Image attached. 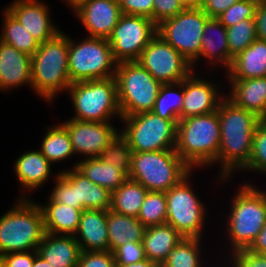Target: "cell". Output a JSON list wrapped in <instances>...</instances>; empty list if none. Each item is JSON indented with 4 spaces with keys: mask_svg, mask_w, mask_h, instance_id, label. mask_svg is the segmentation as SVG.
<instances>
[{
    "mask_svg": "<svg viewBox=\"0 0 266 267\" xmlns=\"http://www.w3.org/2000/svg\"><path fill=\"white\" fill-rule=\"evenodd\" d=\"M240 185L227 215L229 253L249 248L266 222V192L248 181Z\"/></svg>",
    "mask_w": 266,
    "mask_h": 267,
    "instance_id": "obj_4",
    "label": "cell"
},
{
    "mask_svg": "<svg viewBox=\"0 0 266 267\" xmlns=\"http://www.w3.org/2000/svg\"><path fill=\"white\" fill-rule=\"evenodd\" d=\"M51 166L53 165L39 149L28 150L16 159L14 172L23 189L22 198H27L25 193L42 187L50 177L52 178Z\"/></svg>",
    "mask_w": 266,
    "mask_h": 267,
    "instance_id": "obj_20",
    "label": "cell"
},
{
    "mask_svg": "<svg viewBox=\"0 0 266 267\" xmlns=\"http://www.w3.org/2000/svg\"><path fill=\"white\" fill-rule=\"evenodd\" d=\"M69 37L60 31L55 37L40 44L31 56V87L34 92L53 102L58 93L72 84L68 71Z\"/></svg>",
    "mask_w": 266,
    "mask_h": 267,
    "instance_id": "obj_3",
    "label": "cell"
},
{
    "mask_svg": "<svg viewBox=\"0 0 266 267\" xmlns=\"http://www.w3.org/2000/svg\"><path fill=\"white\" fill-rule=\"evenodd\" d=\"M77 267H116L111 251H81Z\"/></svg>",
    "mask_w": 266,
    "mask_h": 267,
    "instance_id": "obj_43",
    "label": "cell"
},
{
    "mask_svg": "<svg viewBox=\"0 0 266 267\" xmlns=\"http://www.w3.org/2000/svg\"><path fill=\"white\" fill-rule=\"evenodd\" d=\"M197 76L193 71L184 79V98L180 119L217 111L220 102L226 97L225 94L218 95L220 86H216V83Z\"/></svg>",
    "mask_w": 266,
    "mask_h": 267,
    "instance_id": "obj_18",
    "label": "cell"
},
{
    "mask_svg": "<svg viewBox=\"0 0 266 267\" xmlns=\"http://www.w3.org/2000/svg\"><path fill=\"white\" fill-rule=\"evenodd\" d=\"M226 73L227 79L266 77V41L256 39L233 59Z\"/></svg>",
    "mask_w": 266,
    "mask_h": 267,
    "instance_id": "obj_26",
    "label": "cell"
},
{
    "mask_svg": "<svg viewBox=\"0 0 266 267\" xmlns=\"http://www.w3.org/2000/svg\"><path fill=\"white\" fill-rule=\"evenodd\" d=\"M137 219L145 227L167 222V200L165 192L148 191Z\"/></svg>",
    "mask_w": 266,
    "mask_h": 267,
    "instance_id": "obj_37",
    "label": "cell"
},
{
    "mask_svg": "<svg viewBox=\"0 0 266 267\" xmlns=\"http://www.w3.org/2000/svg\"><path fill=\"white\" fill-rule=\"evenodd\" d=\"M226 30L232 64L233 59L257 39L255 18L245 19Z\"/></svg>",
    "mask_w": 266,
    "mask_h": 267,
    "instance_id": "obj_36",
    "label": "cell"
},
{
    "mask_svg": "<svg viewBox=\"0 0 266 267\" xmlns=\"http://www.w3.org/2000/svg\"><path fill=\"white\" fill-rule=\"evenodd\" d=\"M116 267H160L156 262L150 261L149 259H144L138 263H132L129 265H116Z\"/></svg>",
    "mask_w": 266,
    "mask_h": 267,
    "instance_id": "obj_51",
    "label": "cell"
},
{
    "mask_svg": "<svg viewBox=\"0 0 266 267\" xmlns=\"http://www.w3.org/2000/svg\"><path fill=\"white\" fill-rule=\"evenodd\" d=\"M178 0H154L153 3V21L159 25L166 19L176 16L183 11Z\"/></svg>",
    "mask_w": 266,
    "mask_h": 267,
    "instance_id": "obj_45",
    "label": "cell"
},
{
    "mask_svg": "<svg viewBox=\"0 0 266 267\" xmlns=\"http://www.w3.org/2000/svg\"><path fill=\"white\" fill-rule=\"evenodd\" d=\"M266 174V118L261 119L253 136V149L248 165L243 169Z\"/></svg>",
    "mask_w": 266,
    "mask_h": 267,
    "instance_id": "obj_39",
    "label": "cell"
},
{
    "mask_svg": "<svg viewBox=\"0 0 266 267\" xmlns=\"http://www.w3.org/2000/svg\"><path fill=\"white\" fill-rule=\"evenodd\" d=\"M37 253L52 267H77L81 249L74 235L46 233Z\"/></svg>",
    "mask_w": 266,
    "mask_h": 267,
    "instance_id": "obj_25",
    "label": "cell"
},
{
    "mask_svg": "<svg viewBox=\"0 0 266 267\" xmlns=\"http://www.w3.org/2000/svg\"><path fill=\"white\" fill-rule=\"evenodd\" d=\"M2 13L4 19L0 41L32 56L39 48L40 43L6 9Z\"/></svg>",
    "mask_w": 266,
    "mask_h": 267,
    "instance_id": "obj_33",
    "label": "cell"
},
{
    "mask_svg": "<svg viewBox=\"0 0 266 267\" xmlns=\"http://www.w3.org/2000/svg\"><path fill=\"white\" fill-rule=\"evenodd\" d=\"M184 237L170 224L164 223L146 227L142 238L146 258L160 266L166 260L169 252Z\"/></svg>",
    "mask_w": 266,
    "mask_h": 267,
    "instance_id": "obj_27",
    "label": "cell"
},
{
    "mask_svg": "<svg viewBox=\"0 0 266 267\" xmlns=\"http://www.w3.org/2000/svg\"><path fill=\"white\" fill-rule=\"evenodd\" d=\"M257 39L266 41V4L260 1L255 10Z\"/></svg>",
    "mask_w": 266,
    "mask_h": 267,
    "instance_id": "obj_49",
    "label": "cell"
},
{
    "mask_svg": "<svg viewBox=\"0 0 266 267\" xmlns=\"http://www.w3.org/2000/svg\"><path fill=\"white\" fill-rule=\"evenodd\" d=\"M74 236L81 251H109L107 211L83 210Z\"/></svg>",
    "mask_w": 266,
    "mask_h": 267,
    "instance_id": "obj_22",
    "label": "cell"
},
{
    "mask_svg": "<svg viewBox=\"0 0 266 267\" xmlns=\"http://www.w3.org/2000/svg\"><path fill=\"white\" fill-rule=\"evenodd\" d=\"M231 89L226 98L234 105L266 118V77L227 79Z\"/></svg>",
    "mask_w": 266,
    "mask_h": 267,
    "instance_id": "obj_21",
    "label": "cell"
},
{
    "mask_svg": "<svg viewBox=\"0 0 266 267\" xmlns=\"http://www.w3.org/2000/svg\"><path fill=\"white\" fill-rule=\"evenodd\" d=\"M64 2L68 4L74 12H76L83 5L85 0H64Z\"/></svg>",
    "mask_w": 266,
    "mask_h": 267,
    "instance_id": "obj_54",
    "label": "cell"
},
{
    "mask_svg": "<svg viewBox=\"0 0 266 267\" xmlns=\"http://www.w3.org/2000/svg\"><path fill=\"white\" fill-rule=\"evenodd\" d=\"M31 87V56L0 41V90Z\"/></svg>",
    "mask_w": 266,
    "mask_h": 267,
    "instance_id": "obj_19",
    "label": "cell"
},
{
    "mask_svg": "<svg viewBox=\"0 0 266 267\" xmlns=\"http://www.w3.org/2000/svg\"><path fill=\"white\" fill-rule=\"evenodd\" d=\"M219 147L218 111L178 121L175 151L192 170L217 164Z\"/></svg>",
    "mask_w": 266,
    "mask_h": 267,
    "instance_id": "obj_2",
    "label": "cell"
},
{
    "mask_svg": "<svg viewBox=\"0 0 266 267\" xmlns=\"http://www.w3.org/2000/svg\"><path fill=\"white\" fill-rule=\"evenodd\" d=\"M112 253L116 265H129L147 259L142 242L128 241L125 245L117 247Z\"/></svg>",
    "mask_w": 266,
    "mask_h": 267,
    "instance_id": "obj_42",
    "label": "cell"
},
{
    "mask_svg": "<svg viewBox=\"0 0 266 267\" xmlns=\"http://www.w3.org/2000/svg\"><path fill=\"white\" fill-rule=\"evenodd\" d=\"M74 13L88 32L87 37L104 39L111 36L123 15L118 0H85Z\"/></svg>",
    "mask_w": 266,
    "mask_h": 267,
    "instance_id": "obj_17",
    "label": "cell"
},
{
    "mask_svg": "<svg viewBox=\"0 0 266 267\" xmlns=\"http://www.w3.org/2000/svg\"><path fill=\"white\" fill-rule=\"evenodd\" d=\"M147 193L148 190L142 184L128 178L112 192L110 210L137 217Z\"/></svg>",
    "mask_w": 266,
    "mask_h": 267,
    "instance_id": "obj_31",
    "label": "cell"
},
{
    "mask_svg": "<svg viewBox=\"0 0 266 267\" xmlns=\"http://www.w3.org/2000/svg\"><path fill=\"white\" fill-rule=\"evenodd\" d=\"M47 129L39 150L52 165L75 155L68 131L62 123Z\"/></svg>",
    "mask_w": 266,
    "mask_h": 267,
    "instance_id": "obj_32",
    "label": "cell"
},
{
    "mask_svg": "<svg viewBox=\"0 0 266 267\" xmlns=\"http://www.w3.org/2000/svg\"><path fill=\"white\" fill-rule=\"evenodd\" d=\"M45 234L38 203L28 197L17 199L0 217V257L14 252L37 251Z\"/></svg>",
    "mask_w": 266,
    "mask_h": 267,
    "instance_id": "obj_5",
    "label": "cell"
},
{
    "mask_svg": "<svg viewBox=\"0 0 266 267\" xmlns=\"http://www.w3.org/2000/svg\"><path fill=\"white\" fill-rule=\"evenodd\" d=\"M7 6L5 9L40 44L55 37L61 31L52 23L49 7L42 1L15 0Z\"/></svg>",
    "mask_w": 266,
    "mask_h": 267,
    "instance_id": "obj_16",
    "label": "cell"
},
{
    "mask_svg": "<svg viewBox=\"0 0 266 267\" xmlns=\"http://www.w3.org/2000/svg\"><path fill=\"white\" fill-rule=\"evenodd\" d=\"M220 122V147L217 163L220 164L219 182H225L236 171H243L248 165L253 136L261 118L254 112L234 105L226 97L218 107Z\"/></svg>",
    "mask_w": 266,
    "mask_h": 267,
    "instance_id": "obj_1",
    "label": "cell"
},
{
    "mask_svg": "<svg viewBox=\"0 0 266 267\" xmlns=\"http://www.w3.org/2000/svg\"><path fill=\"white\" fill-rule=\"evenodd\" d=\"M115 79L122 117L153 111L162 83L137 61L119 62Z\"/></svg>",
    "mask_w": 266,
    "mask_h": 267,
    "instance_id": "obj_8",
    "label": "cell"
},
{
    "mask_svg": "<svg viewBox=\"0 0 266 267\" xmlns=\"http://www.w3.org/2000/svg\"><path fill=\"white\" fill-rule=\"evenodd\" d=\"M259 0H238L217 17V19L226 27L236 25L245 20L255 18V10Z\"/></svg>",
    "mask_w": 266,
    "mask_h": 267,
    "instance_id": "obj_40",
    "label": "cell"
},
{
    "mask_svg": "<svg viewBox=\"0 0 266 267\" xmlns=\"http://www.w3.org/2000/svg\"><path fill=\"white\" fill-rule=\"evenodd\" d=\"M32 267H52L50 263L44 260L37 251H34V262Z\"/></svg>",
    "mask_w": 266,
    "mask_h": 267,
    "instance_id": "obj_52",
    "label": "cell"
},
{
    "mask_svg": "<svg viewBox=\"0 0 266 267\" xmlns=\"http://www.w3.org/2000/svg\"><path fill=\"white\" fill-rule=\"evenodd\" d=\"M61 172L74 184L75 208L102 211L110 209L112 193L108 189L93 183L76 168Z\"/></svg>",
    "mask_w": 266,
    "mask_h": 267,
    "instance_id": "obj_23",
    "label": "cell"
},
{
    "mask_svg": "<svg viewBox=\"0 0 266 267\" xmlns=\"http://www.w3.org/2000/svg\"><path fill=\"white\" fill-rule=\"evenodd\" d=\"M68 131L73 151L86 158L100 157L120 131L112 122H91L68 119L62 123Z\"/></svg>",
    "mask_w": 266,
    "mask_h": 267,
    "instance_id": "obj_15",
    "label": "cell"
},
{
    "mask_svg": "<svg viewBox=\"0 0 266 267\" xmlns=\"http://www.w3.org/2000/svg\"><path fill=\"white\" fill-rule=\"evenodd\" d=\"M120 134L133 152L175 149L178 120L163 119L154 112H142L121 118Z\"/></svg>",
    "mask_w": 266,
    "mask_h": 267,
    "instance_id": "obj_10",
    "label": "cell"
},
{
    "mask_svg": "<svg viewBox=\"0 0 266 267\" xmlns=\"http://www.w3.org/2000/svg\"><path fill=\"white\" fill-rule=\"evenodd\" d=\"M136 61L162 84L181 82L193 72L191 63L159 35L148 43Z\"/></svg>",
    "mask_w": 266,
    "mask_h": 267,
    "instance_id": "obj_14",
    "label": "cell"
},
{
    "mask_svg": "<svg viewBox=\"0 0 266 267\" xmlns=\"http://www.w3.org/2000/svg\"><path fill=\"white\" fill-rule=\"evenodd\" d=\"M44 219L46 233L55 235H75L78 231L81 209L73 208L48 198L45 205L38 203Z\"/></svg>",
    "mask_w": 266,
    "mask_h": 267,
    "instance_id": "obj_28",
    "label": "cell"
},
{
    "mask_svg": "<svg viewBox=\"0 0 266 267\" xmlns=\"http://www.w3.org/2000/svg\"><path fill=\"white\" fill-rule=\"evenodd\" d=\"M146 227L137 217L107 211L109 251L125 245L128 241L142 242Z\"/></svg>",
    "mask_w": 266,
    "mask_h": 267,
    "instance_id": "obj_29",
    "label": "cell"
},
{
    "mask_svg": "<svg viewBox=\"0 0 266 267\" xmlns=\"http://www.w3.org/2000/svg\"><path fill=\"white\" fill-rule=\"evenodd\" d=\"M183 98L184 80L177 83L162 84L152 112L163 119L179 121L183 107Z\"/></svg>",
    "mask_w": 266,
    "mask_h": 267,
    "instance_id": "obj_34",
    "label": "cell"
},
{
    "mask_svg": "<svg viewBox=\"0 0 266 267\" xmlns=\"http://www.w3.org/2000/svg\"><path fill=\"white\" fill-rule=\"evenodd\" d=\"M191 171L175 149L133 152L128 178L148 191L166 192Z\"/></svg>",
    "mask_w": 266,
    "mask_h": 267,
    "instance_id": "obj_6",
    "label": "cell"
},
{
    "mask_svg": "<svg viewBox=\"0 0 266 267\" xmlns=\"http://www.w3.org/2000/svg\"><path fill=\"white\" fill-rule=\"evenodd\" d=\"M67 91L75 110L71 119L111 122L117 116L121 120L115 77L74 82Z\"/></svg>",
    "mask_w": 266,
    "mask_h": 267,
    "instance_id": "obj_7",
    "label": "cell"
},
{
    "mask_svg": "<svg viewBox=\"0 0 266 267\" xmlns=\"http://www.w3.org/2000/svg\"><path fill=\"white\" fill-rule=\"evenodd\" d=\"M71 168H76L86 178L108 189L111 193L128 179L121 169L105 163L100 157L84 158Z\"/></svg>",
    "mask_w": 266,
    "mask_h": 267,
    "instance_id": "obj_30",
    "label": "cell"
},
{
    "mask_svg": "<svg viewBox=\"0 0 266 267\" xmlns=\"http://www.w3.org/2000/svg\"><path fill=\"white\" fill-rule=\"evenodd\" d=\"M132 155L133 151L129 147L128 142L119 134L103 149L100 158H102L105 163L118 167L129 176L132 166Z\"/></svg>",
    "mask_w": 266,
    "mask_h": 267,
    "instance_id": "obj_38",
    "label": "cell"
},
{
    "mask_svg": "<svg viewBox=\"0 0 266 267\" xmlns=\"http://www.w3.org/2000/svg\"><path fill=\"white\" fill-rule=\"evenodd\" d=\"M193 170L177 185L165 192L167 222L184 238H202L207 209L190 183Z\"/></svg>",
    "mask_w": 266,
    "mask_h": 267,
    "instance_id": "obj_11",
    "label": "cell"
},
{
    "mask_svg": "<svg viewBox=\"0 0 266 267\" xmlns=\"http://www.w3.org/2000/svg\"><path fill=\"white\" fill-rule=\"evenodd\" d=\"M201 238H183L170 252L160 267H203ZM201 257V258H200Z\"/></svg>",
    "mask_w": 266,
    "mask_h": 267,
    "instance_id": "obj_35",
    "label": "cell"
},
{
    "mask_svg": "<svg viewBox=\"0 0 266 267\" xmlns=\"http://www.w3.org/2000/svg\"><path fill=\"white\" fill-rule=\"evenodd\" d=\"M156 35L157 25L150 18L123 14L108 41L118 63L136 61Z\"/></svg>",
    "mask_w": 266,
    "mask_h": 267,
    "instance_id": "obj_13",
    "label": "cell"
},
{
    "mask_svg": "<svg viewBox=\"0 0 266 267\" xmlns=\"http://www.w3.org/2000/svg\"><path fill=\"white\" fill-rule=\"evenodd\" d=\"M0 258L2 267H32L34 251L8 253Z\"/></svg>",
    "mask_w": 266,
    "mask_h": 267,
    "instance_id": "obj_47",
    "label": "cell"
},
{
    "mask_svg": "<svg viewBox=\"0 0 266 267\" xmlns=\"http://www.w3.org/2000/svg\"><path fill=\"white\" fill-rule=\"evenodd\" d=\"M184 9L200 7V0H178Z\"/></svg>",
    "mask_w": 266,
    "mask_h": 267,
    "instance_id": "obj_53",
    "label": "cell"
},
{
    "mask_svg": "<svg viewBox=\"0 0 266 267\" xmlns=\"http://www.w3.org/2000/svg\"><path fill=\"white\" fill-rule=\"evenodd\" d=\"M238 0H200V8L210 17L217 18Z\"/></svg>",
    "mask_w": 266,
    "mask_h": 267,
    "instance_id": "obj_48",
    "label": "cell"
},
{
    "mask_svg": "<svg viewBox=\"0 0 266 267\" xmlns=\"http://www.w3.org/2000/svg\"><path fill=\"white\" fill-rule=\"evenodd\" d=\"M214 34V35H213ZM199 57L191 64L193 71L201 57L208 58L209 64H221L228 71L231 68L230 51L226 27L217 19L209 18L204 26ZM223 64V65H222Z\"/></svg>",
    "mask_w": 266,
    "mask_h": 267,
    "instance_id": "obj_24",
    "label": "cell"
},
{
    "mask_svg": "<svg viewBox=\"0 0 266 267\" xmlns=\"http://www.w3.org/2000/svg\"><path fill=\"white\" fill-rule=\"evenodd\" d=\"M55 179L56 185L48 198L53 202L75 208L74 184L62 172H57Z\"/></svg>",
    "mask_w": 266,
    "mask_h": 267,
    "instance_id": "obj_41",
    "label": "cell"
},
{
    "mask_svg": "<svg viewBox=\"0 0 266 267\" xmlns=\"http://www.w3.org/2000/svg\"><path fill=\"white\" fill-rule=\"evenodd\" d=\"M84 39V40H83ZM69 36L68 71L71 83L115 77L118 62L108 39Z\"/></svg>",
    "mask_w": 266,
    "mask_h": 267,
    "instance_id": "obj_9",
    "label": "cell"
},
{
    "mask_svg": "<svg viewBox=\"0 0 266 267\" xmlns=\"http://www.w3.org/2000/svg\"><path fill=\"white\" fill-rule=\"evenodd\" d=\"M248 249L255 253L266 254V222L260 233L257 235V238Z\"/></svg>",
    "mask_w": 266,
    "mask_h": 267,
    "instance_id": "obj_50",
    "label": "cell"
},
{
    "mask_svg": "<svg viewBox=\"0 0 266 267\" xmlns=\"http://www.w3.org/2000/svg\"><path fill=\"white\" fill-rule=\"evenodd\" d=\"M209 18L200 7L184 9L157 25V35L192 64L199 57L204 26Z\"/></svg>",
    "mask_w": 266,
    "mask_h": 267,
    "instance_id": "obj_12",
    "label": "cell"
},
{
    "mask_svg": "<svg viewBox=\"0 0 266 267\" xmlns=\"http://www.w3.org/2000/svg\"><path fill=\"white\" fill-rule=\"evenodd\" d=\"M229 267H266V254L255 253L248 248L231 253Z\"/></svg>",
    "mask_w": 266,
    "mask_h": 267,
    "instance_id": "obj_44",
    "label": "cell"
},
{
    "mask_svg": "<svg viewBox=\"0 0 266 267\" xmlns=\"http://www.w3.org/2000/svg\"><path fill=\"white\" fill-rule=\"evenodd\" d=\"M122 14L145 16L153 21L154 0H118Z\"/></svg>",
    "mask_w": 266,
    "mask_h": 267,
    "instance_id": "obj_46",
    "label": "cell"
}]
</instances>
